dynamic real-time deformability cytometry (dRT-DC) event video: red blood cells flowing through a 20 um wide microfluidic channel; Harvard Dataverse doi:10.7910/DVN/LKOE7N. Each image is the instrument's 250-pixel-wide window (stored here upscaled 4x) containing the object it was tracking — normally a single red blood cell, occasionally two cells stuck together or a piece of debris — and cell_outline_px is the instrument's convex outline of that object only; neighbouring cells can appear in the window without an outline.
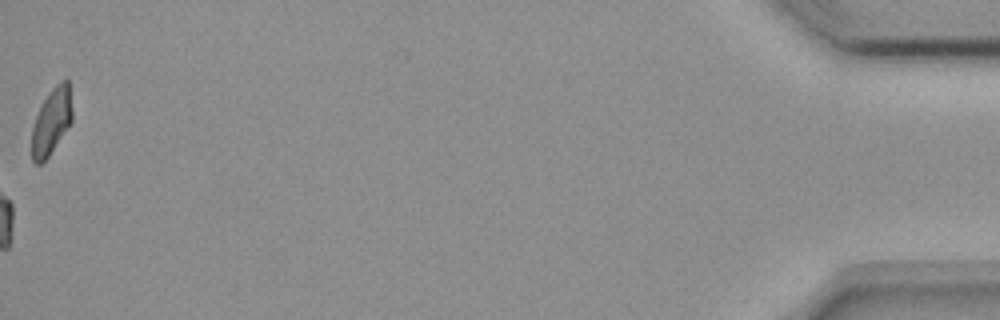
{"species": "common noctule bat (a hibernating species)", "species_latin": "Nyctalus noctula", "temperature_condition": "room temperature", "stored_images_in_passage": 48, "camera_frame_rate_fps": 3000, "um_per_image_px": 0.085, "animal": {"sex": "female", "body_mass_g": 18.4}, "frame": {"image": 1, "passage_image": 48, "time_ms": 15.667, "image_size_px": [1000, 320], "cell_outline_px": [[72, 120], [48, 156], [40, 164], [36, 164], [32, 160], [32, 128], [36, 116], [44, 100], [52, 88], [60, 80], [68, 80], [72, 108]], "centroid_in_image_um": [4.37, 10.3], "position_along_channel_um": 430.8, "area_um2": 15.2}}